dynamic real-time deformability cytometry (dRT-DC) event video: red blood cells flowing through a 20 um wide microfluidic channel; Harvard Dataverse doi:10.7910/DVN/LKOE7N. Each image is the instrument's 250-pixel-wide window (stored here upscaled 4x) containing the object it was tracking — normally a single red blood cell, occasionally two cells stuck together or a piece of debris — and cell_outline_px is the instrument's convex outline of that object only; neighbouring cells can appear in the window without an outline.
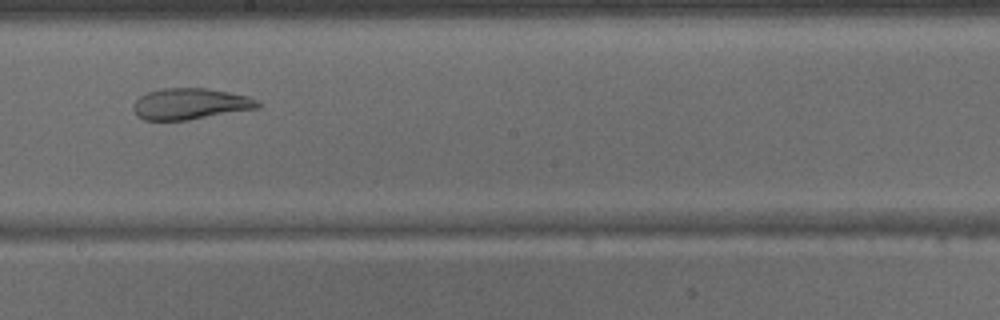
{"species": "common noctule bat (a hibernating species)", "species_latin": "Nyctalus noctula", "temperature_condition": "warm", "stored_images_in_passage": 38, "camera_frame_rate_fps": 3000, "um_per_image_px": 0.085, "animal": {"sex": "male", "body_mass_g": 15.6}, "frame": {"image": 1, "passage_image": 18, "time_ms": 5.667, "image_size_px": [1000, 320], "cell_outline_px": [[264, 104], [260, 108], [188, 120], [144, 120], [136, 116], [132, 108], [132, 104], [140, 96], [148, 92], [160, 88], [208, 88], [248, 96], [260, 100]], "centroid_in_image_um": [16.2, 8.83], "position_along_channel_um": 232.0, "area_um2": 23.0}}
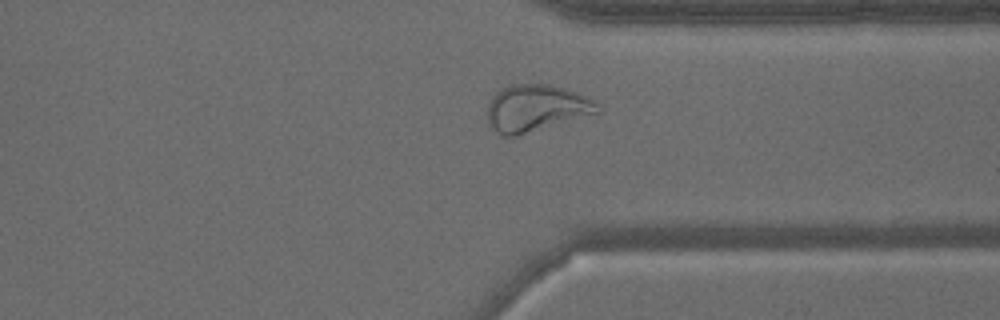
{"frame": {"image": 2, "passage_image": 27, "time_ms": 8.667, "image_size_px": [1000, 320], "cell_outline_px": [[600, 112], [516, 136], [504, 136], [496, 132], [488, 124], [488, 104], [492, 96], [500, 88], [508, 84], [552, 84], [576, 92], [592, 100], [600, 108]], "centroid_in_image_um": [45.51, 9.18], "position_along_channel_um": 365.9, "area_um2": 29.94}}
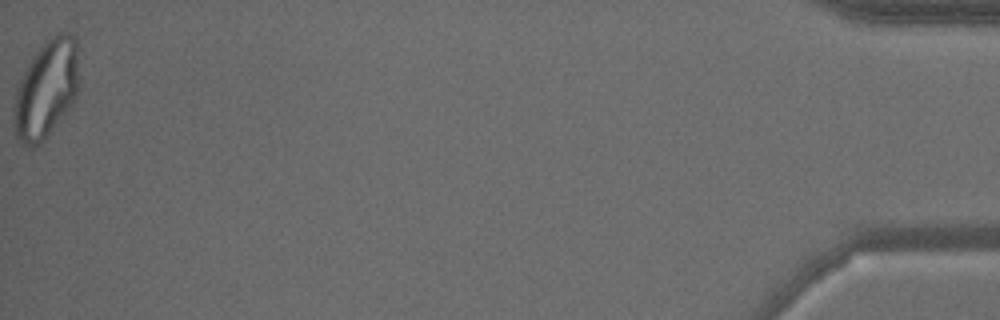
{"frame": {"image": 3, "passage_image": 38, "time_ms": 12.333, "image_size_px": [1000, 320], "cell_outline_px": [[80, 84], [76, 96], [72, 104], [44, 140], [40, 144], [32, 148], [24, 148], [16, 140], [12, 108], [16, 88], [28, 64], [44, 40], [60, 32], [72, 32], [76, 40]], "centroid_in_image_um": [3.92, 7.6], "position_along_channel_um": 431.3, "area_um2": 37.97}}